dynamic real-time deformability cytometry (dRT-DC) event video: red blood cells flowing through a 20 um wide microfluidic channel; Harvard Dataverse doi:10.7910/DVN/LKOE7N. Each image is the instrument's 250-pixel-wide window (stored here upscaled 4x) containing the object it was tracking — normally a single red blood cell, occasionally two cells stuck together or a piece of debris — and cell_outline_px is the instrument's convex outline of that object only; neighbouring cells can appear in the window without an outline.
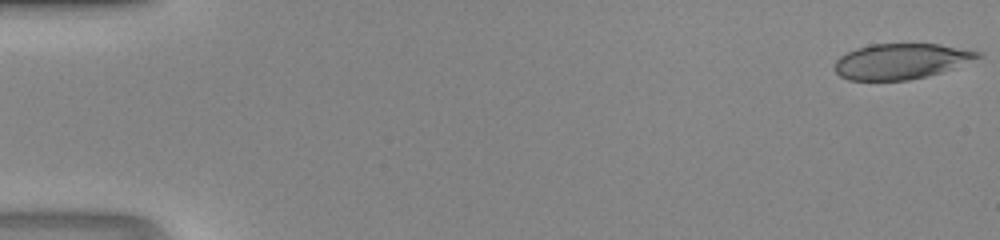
{"species": "human", "species_latin": "Homo sapiens", "temperature_condition": "room temperature", "stored_images_in_passage": 50, "camera_frame_rate_fps": 3000, "um_per_image_px": 0.085, "donor": {"sex": "male"}, "frame": {"image": 1, "passage_image": 1, "time_ms": 0.0, "image_size_px": [1000, 240], "cell_outline_px": [[984, 56], [952, 68], [940, 72], [908, 80], [848, 80], [840, 76], [832, 68], [836, 60], [840, 56], [856, 48], [872, 44], [940, 44], [984, 52]], "centroid_in_image_um": [76.58, 5.2], "position_along_channel_um": 8.4, "area_um2": 29.59}}
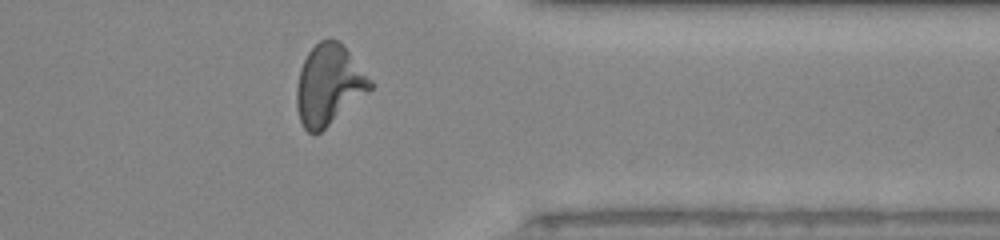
{"frame": {"image": 2, "passage_image": 41, "time_ms": 13.333, "image_size_px": [1000, 240], "cell_outline_px": [[372, 88], [320, 132], [308, 132], [304, 128], [300, 120], [296, 108], [296, 88], [300, 68], [308, 52], [320, 40], [336, 40], [348, 52], [372, 80]], "centroid_in_image_um": [27.91, 7.23], "position_along_channel_um": 383.5, "area_um2": 33.64}}
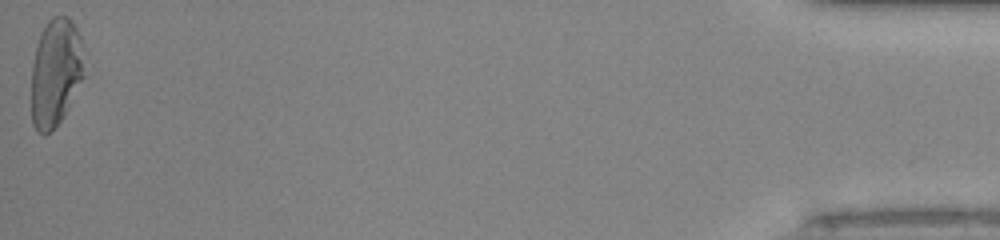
{"frame": {"image": 3, "passage_image": 50, "time_ms": 16.333, "image_size_px": [1000, 240], "cell_outline_px": [[84, 76], [64, 116], [44, 136], [32, 124], [32, 64], [40, 32], [44, 24], [52, 16], [68, 16], [72, 20], [80, 36]], "centroid_in_image_um": [4.72, 6.12], "position_along_channel_um": 430.5, "area_um2": 33.0}}